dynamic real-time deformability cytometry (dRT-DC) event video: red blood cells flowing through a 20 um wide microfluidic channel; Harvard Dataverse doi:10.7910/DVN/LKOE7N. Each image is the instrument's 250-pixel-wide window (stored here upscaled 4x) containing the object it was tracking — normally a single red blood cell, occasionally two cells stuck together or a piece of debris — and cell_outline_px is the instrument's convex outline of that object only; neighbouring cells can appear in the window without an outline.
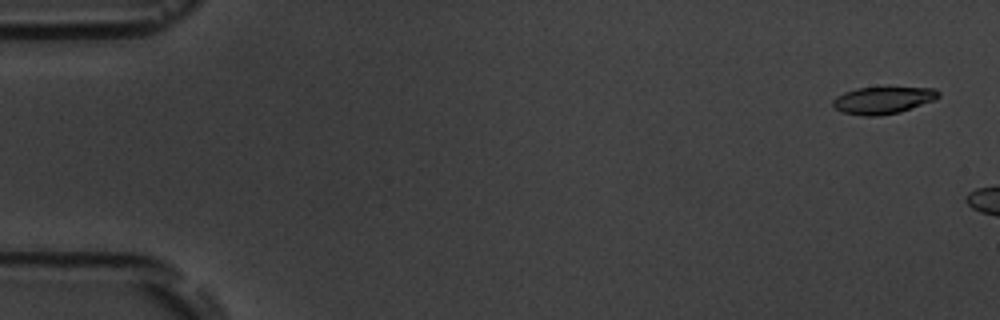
{"species": "common noctule bat (a hibernating species)", "species_latin": "Nyctalus noctula", "temperature_condition": "room temperature", "stored_images_in_passage": 3, "camera_frame_rate_fps": 3000, "um_per_image_px": 0.085, "animal": {"sex": "male", "body_mass_g": 19.5, "forearm_length_mm": 54.6}, "frame": {"image": 1, "passage_image": 1, "time_ms": 0.0, "image_size_px": [1000, 320], "cell_outline_px": [[940, 96], [936, 100], [900, 112], [876, 116], [864, 116], [844, 112], [836, 108], [832, 104], [832, 100], [836, 96], [844, 92], [856, 88], [888, 84], [936, 88], [940, 92]], "centroid_in_image_um": [75.13, 8.44], "position_along_channel_um": 9.9, "area_um2": 17.74}}